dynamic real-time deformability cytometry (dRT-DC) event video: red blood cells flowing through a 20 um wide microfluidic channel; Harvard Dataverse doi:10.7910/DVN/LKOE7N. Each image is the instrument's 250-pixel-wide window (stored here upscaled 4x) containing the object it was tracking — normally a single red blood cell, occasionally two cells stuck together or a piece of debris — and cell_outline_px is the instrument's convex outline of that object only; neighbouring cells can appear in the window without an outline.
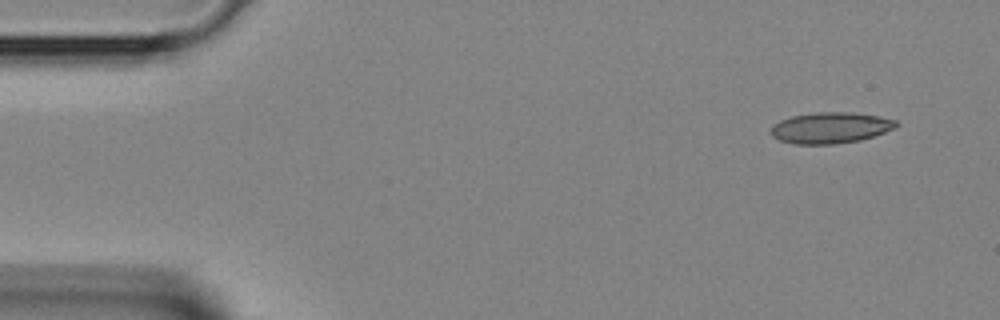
{"species": "Egyptian fruit bat (a non-hibernating species)", "species_latin": "Rousettus aegyptiacus", "temperature_condition": "room temperature", "stored_images_in_passage": 4, "camera_frame_rate_fps": 3000, "um_per_image_px": 0.085, "animal": {"sex": "female"}, "frame": {"image": 1, "passage_image": 1, "time_ms": 0.0, "image_size_px": [1000, 320], "cell_outline_px": [[900, 124], [896, 128], [860, 140], [836, 144], [796, 144], [780, 140], [772, 136], [768, 132], [772, 124], [780, 120], [792, 116], [816, 112], [852, 112], [880, 116], [896, 120]], "centroid_in_image_um": [70.58, 10.85], "position_along_channel_um": 14.4, "area_um2": 22.89}}
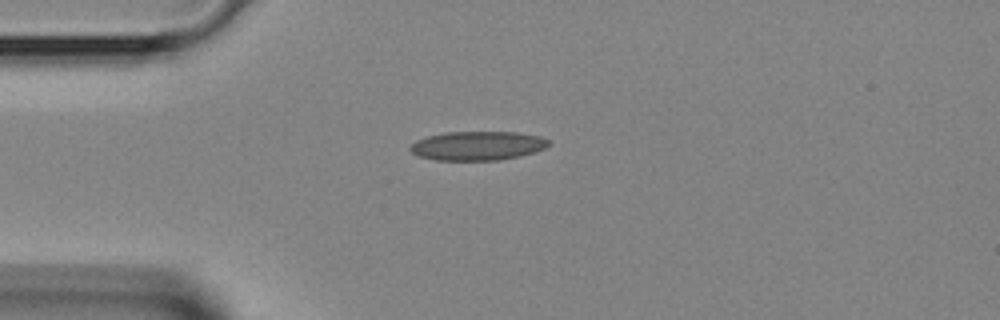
{"frame": {"image": 2, "passage_image": 3, "time_ms": 0.667, "image_size_px": [1000, 320], "cell_outline_px": [[552, 144], [544, 148], [520, 156], [500, 160], [436, 160], [420, 156], [412, 152], [408, 148], [416, 140], [428, 136], [448, 132], [516, 132], [540, 136], [548, 140]], "centroid_in_image_um": [40.6, 12.39], "position_along_channel_um": 44.4, "area_um2": 23.29}}
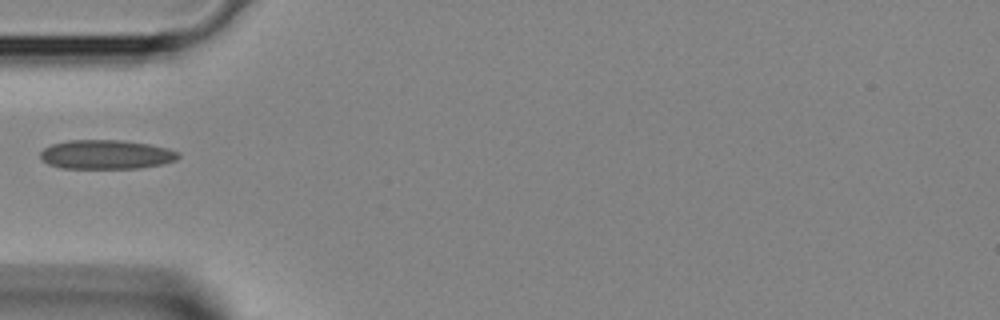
{"frame": {"image": 3, "passage_image": 4, "time_ms": 1.0, "image_size_px": [1000, 320], "cell_outline_px": [[180, 156], [176, 160], [164, 164], [140, 168], [60, 168], [48, 164], [40, 156], [40, 152], [44, 148], [52, 144], [68, 140], [124, 140], [148, 144], [168, 148], [180, 152]], "centroid_in_image_um": [9.06, 13.13], "position_along_channel_um": 75.9, "area_um2": 23.58}}